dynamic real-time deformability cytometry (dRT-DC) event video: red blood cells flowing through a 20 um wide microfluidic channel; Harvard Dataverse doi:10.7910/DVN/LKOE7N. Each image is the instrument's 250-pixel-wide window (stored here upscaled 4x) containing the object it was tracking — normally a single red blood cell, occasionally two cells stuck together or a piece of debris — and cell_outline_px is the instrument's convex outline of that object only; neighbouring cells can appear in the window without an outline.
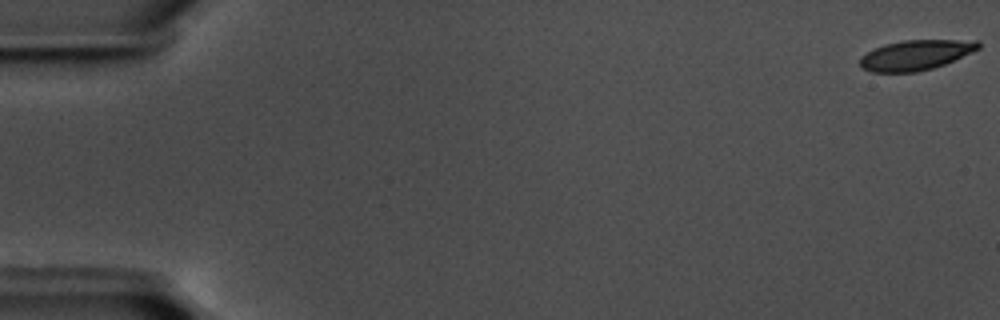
{"species": "common noctule bat (a hibernating species)", "species_latin": "Nyctalus noctula", "temperature_condition": "warm", "stored_images_in_passage": 58, "camera_frame_rate_fps": 3000, "um_per_image_px": 0.085, "animal": {"sex": "male", "body_mass_g": 17.5, "forearm_length_mm": 52.3}, "frame": {"image": 1, "passage_image": 1, "time_ms": 0.0, "image_size_px": [1000, 320], "cell_outline_px": [[980, 48], [944, 64], [932, 68], [916, 72], [872, 72], [860, 68], [860, 56], [884, 44], [904, 40], [976, 40], [980, 44]], "centroid_in_image_um": [77.8, 4.68], "position_along_channel_um": 7.2, "area_um2": 20.58}}
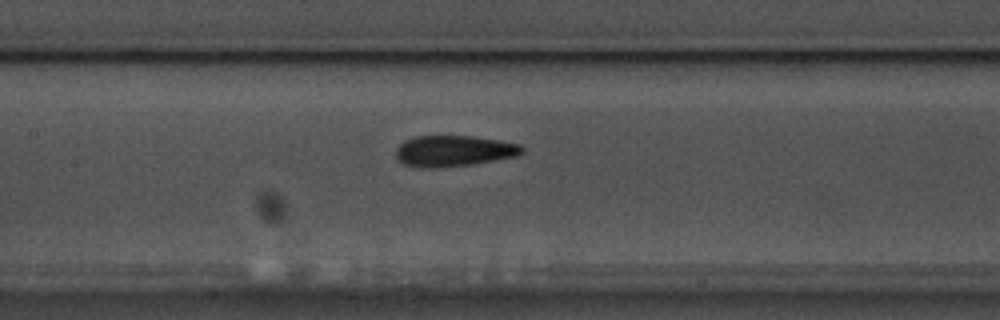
{"frame": {"image": 2, "passage_image": 28, "time_ms": 9.0, "image_size_px": [1000, 320], "cell_outline_px": [[524, 152], [516, 156], [472, 164], [436, 168], [420, 168], [404, 164], [396, 160], [396, 148], [404, 140], [416, 136], [472, 136], [500, 140], [520, 144], [524, 148]], "centroid_in_image_um": [38.55, 12.83], "position_along_channel_um": 168.9, "area_um2": 22.95}}
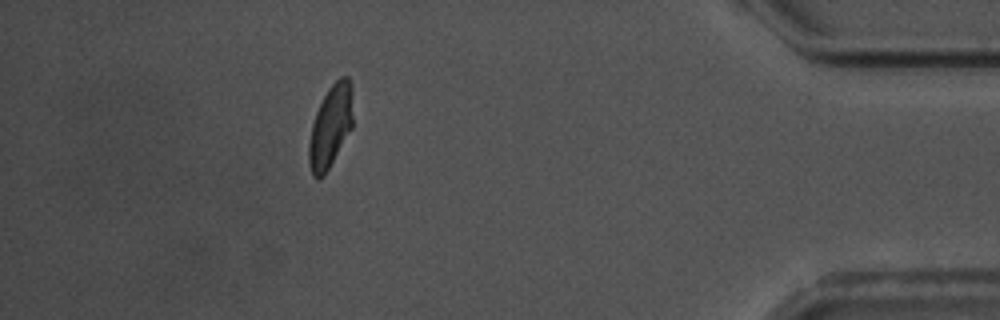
{"frame": {"image": 3, "passage_image": 52, "time_ms": 17.0, "image_size_px": [1000, 320], "cell_outline_px": [[352, 128], [324, 176], [320, 180], [316, 180], [312, 176], [308, 160], [308, 144], [312, 124], [316, 112], [328, 88], [340, 76], [348, 76], [352, 84]], "centroid_in_image_um": [28.09, 10.76], "position_along_channel_um": 407.1, "area_um2": 21.33}, "authors_computed_cell_mechanics": {"area_um2": 21.7617, "velocity_mm_per_s": 3.5827, "shape_relaxation_time_tau1_ms": 3.3128, "shape_relaxation_time_tau2_ms": 2.0332, "deformation_change_tau1": 0.1549, "deformation_change_tau2": 0.0794}}